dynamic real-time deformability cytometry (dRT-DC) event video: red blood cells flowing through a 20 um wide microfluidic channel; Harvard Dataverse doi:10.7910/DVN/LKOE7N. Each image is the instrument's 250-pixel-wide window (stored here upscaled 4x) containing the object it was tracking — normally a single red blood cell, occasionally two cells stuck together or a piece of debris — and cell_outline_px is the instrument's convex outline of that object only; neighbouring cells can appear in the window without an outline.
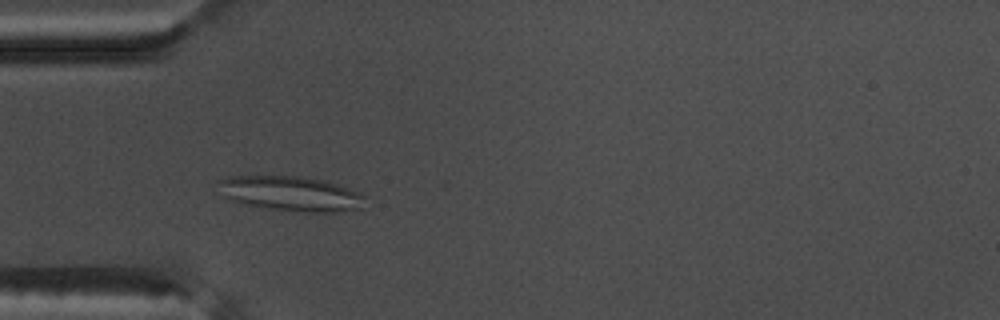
{"species": "common noctule bat (a hibernating species)", "species_latin": "Nyctalus noctula", "temperature_condition": "warm", "stored_images_in_passage": 41, "camera_frame_rate_fps": 3000, "um_per_image_px": 0.085, "animal": {"sex": "male", "body_mass_g": 17.5, "forearm_length_mm": 52.3}, "frame": {"image": 1, "passage_image": 3, "time_ms": 0.667, "image_size_px": [1000, 320], "cell_outline_px": [[364, 208], [336, 212], [312, 212], [268, 208], [244, 204], [232, 200], [224, 196], [216, 180], [228, 176], [296, 176], [324, 180], [360, 192], [364, 196]], "centroid_in_image_um": [24.73, 16.45], "position_along_channel_um": 60.3, "area_um2": 29.65}}
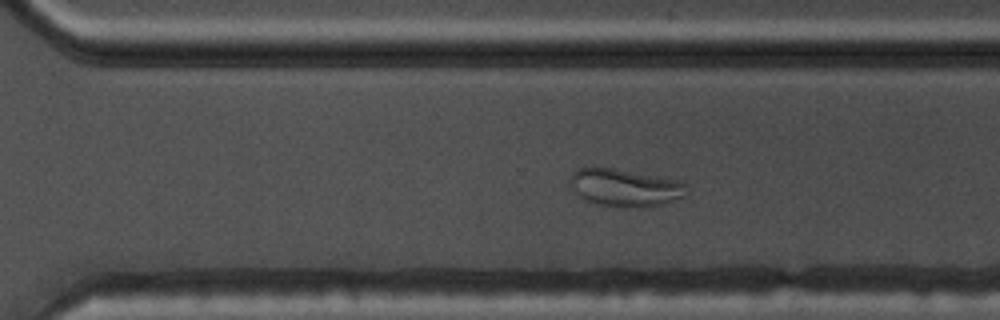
{"frame": {"image": 2, "passage_image": 24, "time_ms": 7.667, "image_size_px": [1000, 320], "cell_outline_px": [[688, 192], [684, 196], [664, 204], [596, 204], [580, 196], [568, 184], [568, 180], [572, 172], [576, 168], [612, 168], [676, 180], [684, 184]], "centroid_in_image_um": [53.06, 15.89], "position_along_channel_um": 317.5, "area_um2": 24.22}}
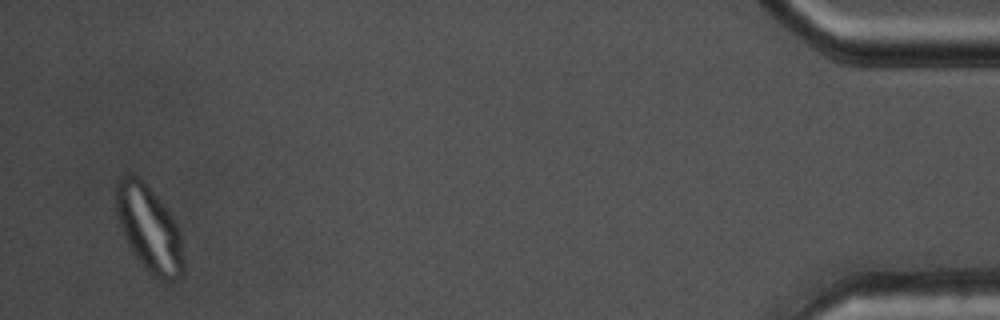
{"frame": {"image": 3, "passage_image": 39, "time_ms": 12.667, "image_size_px": [1000, 320], "cell_outline_px": [[184, 272], [176, 280], [160, 280], [152, 276], [144, 268], [132, 252], [124, 236], [116, 212], [116, 184], [120, 176], [124, 172], [132, 172], [140, 176], [144, 180], [172, 216], [180, 232], [184, 260]], "centroid_in_image_um": [12.66, 19.41], "position_along_channel_um": 422.5, "area_um2": 34.22}, "authors_computed_cell_mechanics": {"area_um2": 28.033, "velocity_mm_per_s": 3.7275, "shape_relaxation_time_tau1_ms": null, "shape_relaxation_time_tau2_ms": 1.2239, "deformation_change_tau1": null, "deformation_change_tau2": 0.0665}}